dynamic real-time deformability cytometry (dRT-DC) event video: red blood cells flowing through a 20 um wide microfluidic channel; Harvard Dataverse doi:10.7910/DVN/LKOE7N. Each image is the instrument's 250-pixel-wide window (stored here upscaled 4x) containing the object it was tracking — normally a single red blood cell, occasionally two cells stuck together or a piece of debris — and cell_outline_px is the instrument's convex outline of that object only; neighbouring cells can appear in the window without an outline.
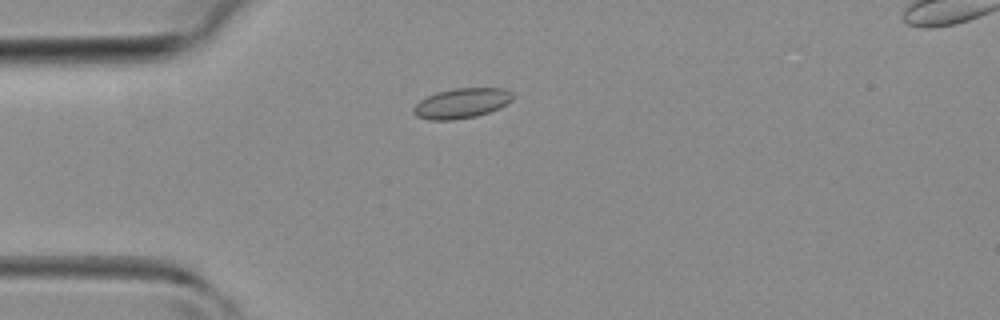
{"species": "common noctule bat (a hibernating species)", "species_latin": "Nyctalus noctula", "temperature_condition": "room temperature", "stored_images_in_passage": 31, "camera_frame_rate_fps": 3000, "um_per_image_px": 0.085, "animal": {"sex": "female", "body_mass_g": 19.3, "forearm_length_mm": 54.1}, "frame": {"image": 1, "passage_image": 2, "time_ms": 0.333, "image_size_px": [1000, 320], "cell_outline_px": [[512, 100], [500, 108], [476, 116], [452, 120], [428, 120], [416, 116], [412, 112], [412, 108], [420, 100], [436, 92], [452, 88], [504, 88], [512, 92]], "centroid_in_image_um": [39.21, 8.77], "position_along_channel_um": 45.8, "area_um2": 17.46}}
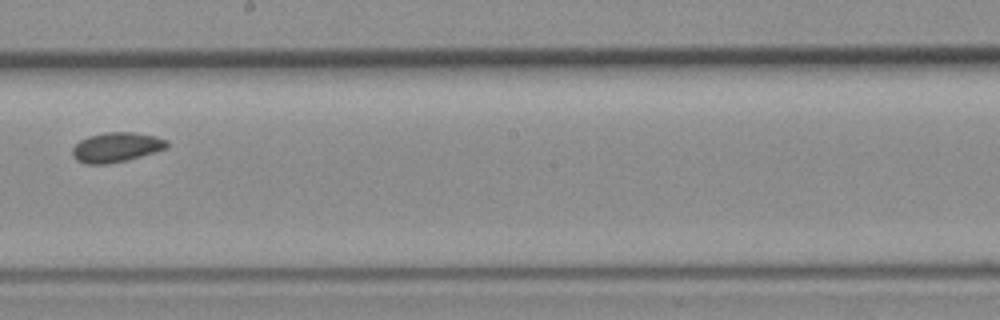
{"frame": {"image": 2, "passage_image": 15, "time_ms": 4.667, "image_size_px": [1000, 320], "cell_outline_px": [[168, 144], [164, 148], [140, 156], [124, 160], [104, 164], [84, 164], [76, 160], [72, 156], [72, 148], [80, 140], [88, 136], [104, 132], [132, 132], [156, 136], [168, 140]], "centroid_in_image_um": [9.83, 12.5], "position_along_channel_um": 238.4, "area_um2": 16.18}}
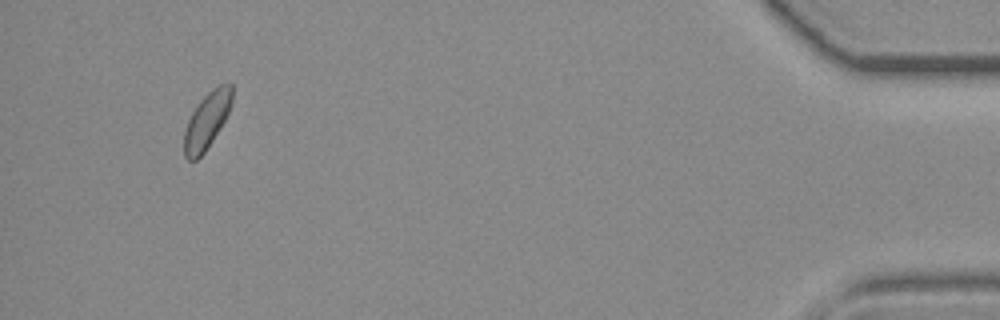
{"frame": {"image": 3, "passage_image": 31, "time_ms": 10.0, "image_size_px": [1000, 320], "cell_outline_px": [[232, 104], [224, 120], [212, 140], [204, 152], [196, 160], [188, 160], [184, 156], [184, 132], [188, 120], [192, 112], [200, 100], [212, 88], [228, 80], [232, 84]], "centroid_in_image_um": [17.59, 10.2], "position_along_channel_um": 417.6, "area_um2": 15.66}}